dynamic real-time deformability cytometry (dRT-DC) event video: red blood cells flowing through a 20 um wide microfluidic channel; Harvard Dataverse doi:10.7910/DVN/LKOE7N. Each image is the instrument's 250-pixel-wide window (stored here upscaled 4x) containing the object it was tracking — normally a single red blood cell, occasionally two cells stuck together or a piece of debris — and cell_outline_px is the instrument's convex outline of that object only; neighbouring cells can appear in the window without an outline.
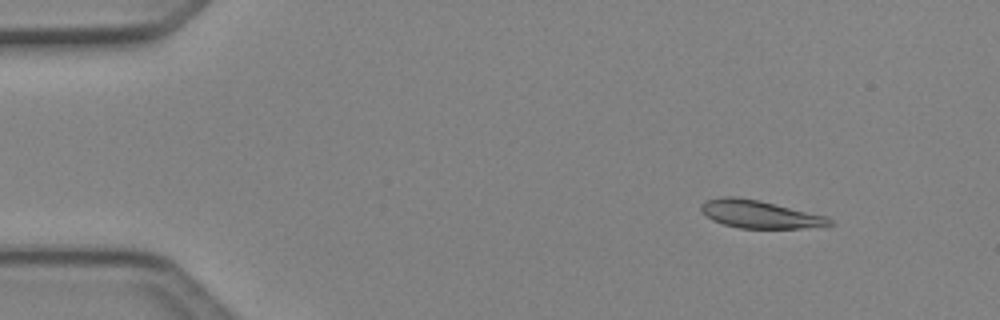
{"species": "Egyptian fruit bat (a non-hibernating species)", "species_latin": "Rousettus aegyptiacus", "temperature_condition": "cold", "stored_images_in_passage": 6, "camera_frame_rate_fps": 3000, "um_per_image_px": 0.085, "animal": {"sex": "female"}, "frame": {"image": 1, "passage_image": 2, "time_ms": 0.333, "image_size_px": [1000, 320], "cell_outline_px": [[836, 224], [828, 228], [740, 228], [724, 224], [712, 220], [700, 208], [700, 204], [704, 200], [724, 196], [736, 196], [760, 200], [824, 216], [832, 220]], "centroid_in_image_um": [64.63, 18.22], "position_along_channel_um": 20.4, "area_um2": 20.98}}
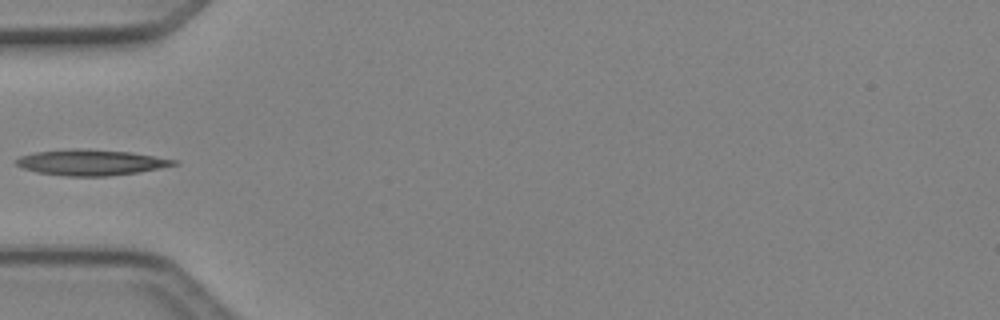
{"frame": {"image": 2, "passage_image": 5, "time_ms": 1.333, "image_size_px": [1000, 320], "cell_outline_px": [[180, 164], [160, 168], [136, 172], [108, 176], [68, 176], [36, 172], [24, 168], [16, 164], [16, 160], [20, 156], [36, 152], [68, 148], [84, 148], [132, 152], [180, 160]], "centroid_in_image_um": [7.78, 13.79], "position_along_channel_um": 77.2, "area_um2": 23.81}}
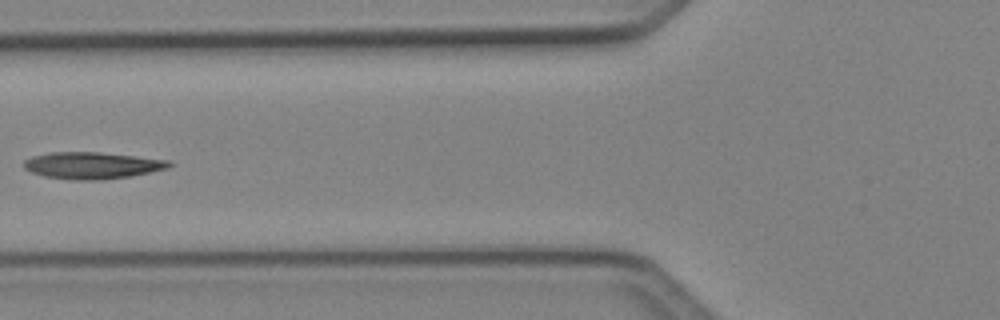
{"frame": {"image": 3, "passage_image": 6, "time_ms": 1.667, "image_size_px": [1000, 320], "cell_outline_px": [[172, 164], [168, 168], [128, 176], [104, 180], [72, 180], [44, 176], [32, 172], [24, 168], [24, 160], [32, 156], [52, 152], [100, 152], [172, 160]], "centroid_in_image_um": [7.83, 14.06], "position_along_channel_um": 118.0, "area_um2": 22.66}}